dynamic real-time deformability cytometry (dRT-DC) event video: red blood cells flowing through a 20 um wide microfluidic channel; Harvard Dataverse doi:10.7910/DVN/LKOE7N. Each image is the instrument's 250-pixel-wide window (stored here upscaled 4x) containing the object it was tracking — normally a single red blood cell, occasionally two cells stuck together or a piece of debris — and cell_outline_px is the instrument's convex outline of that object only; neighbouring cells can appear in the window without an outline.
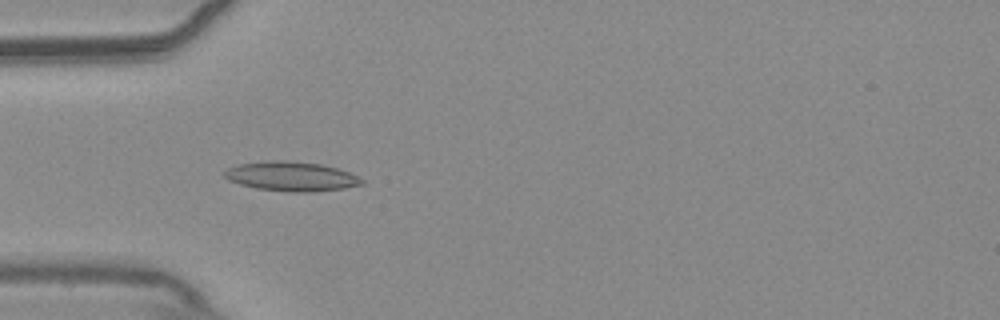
{"species": "common noctule bat (a hibernating species)", "species_latin": "Nyctalus noctula", "temperature_condition": "warm", "stored_images_in_passage": 54, "camera_frame_rate_fps": 3000, "um_per_image_px": 0.085, "animal": {"sex": "male", "body_mass_g": 20.4}, "frame": {"image": 1, "passage_image": 17, "time_ms": 5.333, "image_size_px": [1000, 320], "cell_outline_px": [[364, 184], [344, 188], [312, 192], [292, 192], [256, 188], [240, 184], [228, 180], [224, 176], [224, 172], [228, 168], [236, 164], [268, 160], [284, 160], [320, 164], [336, 168], [348, 172], [364, 180]], "centroid_in_image_um": [24.73, 14.99], "position_along_channel_um": 60.3, "area_um2": 23.52}}
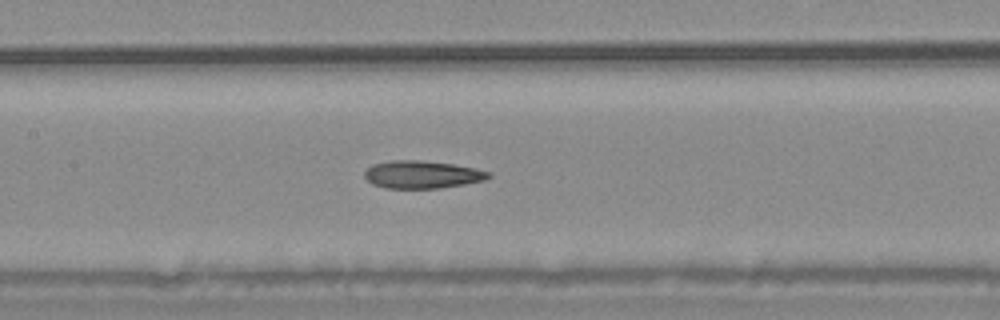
{"frame": {"image": 2, "passage_image": 26, "time_ms": 8.333, "image_size_px": [1000, 320], "cell_outline_px": [[492, 176], [484, 180], [464, 184], [440, 188], [384, 188], [372, 184], [364, 176], [364, 172], [372, 164], [392, 160], [416, 160], [452, 164], [476, 168], [488, 172]], "centroid_in_image_um": [35.85, 14.84], "position_along_channel_um": 171.5, "area_um2": 19.88}}
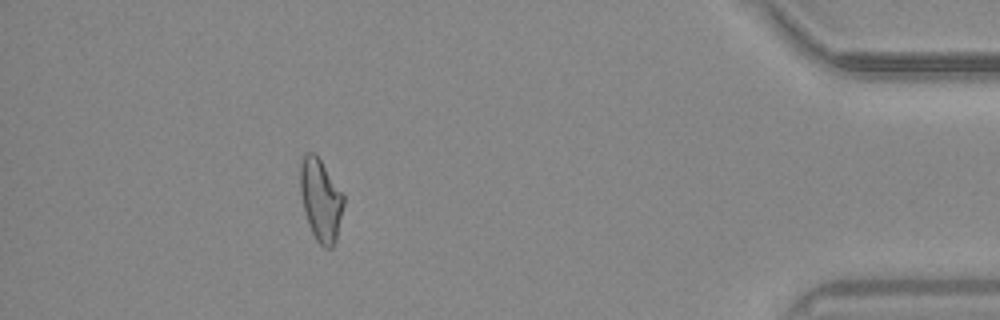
{"frame": {"image": 3, "passage_image": 49, "time_ms": 16.0, "image_size_px": [1000, 320], "cell_outline_px": [[344, 204], [336, 240], [332, 248], [324, 248], [316, 240], [308, 224], [300, 192], [300, 164], [304, 156], [308, 152], [316, 152], [344, 196]], "centroid_in_image_um": [27.26, 16.99], "position_along_channel_um": 407.9, "area_um2": 20.69}, "authors_computed_cell_mechanics": {"area_um2": 20.7791, "velocity_mm_per_s": 3.7711, "shape_relaxation_time_tau1_ms": null, "shape_relaxation_time_tau2_ms": 2.2269, "deformation_change_tau1": null, "deformation_change_tau2": 0.1078}}